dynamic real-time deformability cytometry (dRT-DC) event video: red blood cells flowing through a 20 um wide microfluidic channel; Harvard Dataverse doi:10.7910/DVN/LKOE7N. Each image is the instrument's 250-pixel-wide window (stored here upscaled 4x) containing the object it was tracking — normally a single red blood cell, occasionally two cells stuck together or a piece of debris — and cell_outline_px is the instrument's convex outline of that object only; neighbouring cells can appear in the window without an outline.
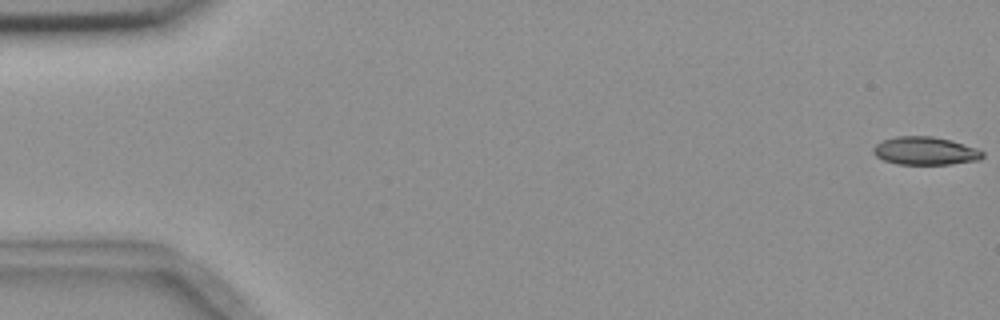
{"species": "common noctule bat (a hibernating species)", "species_latin": "Nyctalus noctula", "temperature_condition": "room temperature", "stored_images_in_passage": 6, "camera_frame_rate_fps": 3000, "um_per_image_px": 0.085, "animal": {"sex": "female", "body_mass_g": 18.4}, "frame": {"image": 1, "passage_image": 1, "time_ms": 0.0, "image_size_px": [1000, 320], "cell_outline_px": [[984, 156], [980, 160], [952, 164], [896, 164], [884, 160], [876, 156], [872, 152], [872, 148], [876, 144], [884, 140], [896, 136], [932, 136], [948, 140], [976, 148], [984, 152]], "centroid_in_image_um": [78.63, 12.83], "position_along_channel_um": 6.4, "area_um2": 17.8}}
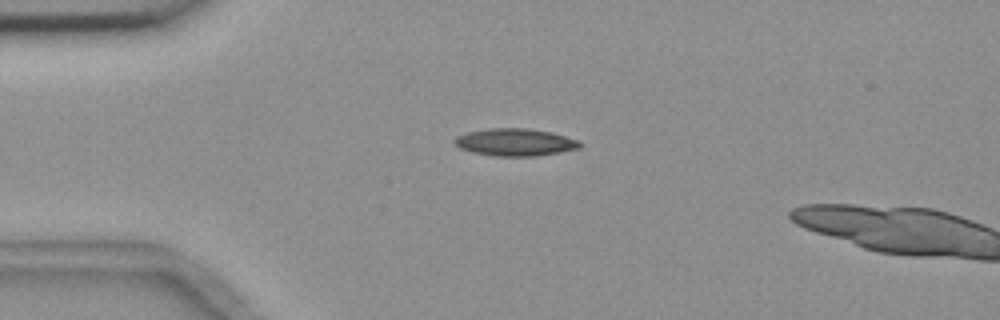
{"frame": {"image": 2, "passage_image": 5, "time_ms": 4.333, "image_size_px": [1000, 320], "cell_outline_px": [[584, 144], [580, 148], [560, 152], [536, 156], [496, 156], [472, 152], [460, 148], [452, 140], [456, 136], [468, 132], [488, 128], [528, 128], [552, 132], [580, 140]], "centroid_in_image_um": [43.83, 12.08], "position_along_channel_um": 41.2, "area_um2": 20.17}}